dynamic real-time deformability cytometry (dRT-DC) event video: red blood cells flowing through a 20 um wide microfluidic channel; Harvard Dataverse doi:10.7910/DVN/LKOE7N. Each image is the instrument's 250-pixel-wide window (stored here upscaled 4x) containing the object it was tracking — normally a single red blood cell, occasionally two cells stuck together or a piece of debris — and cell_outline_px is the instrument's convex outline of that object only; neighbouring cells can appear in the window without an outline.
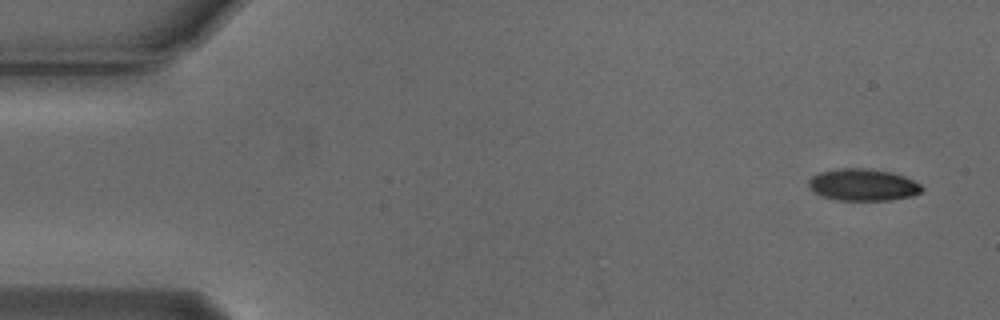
{"species": "Egyptian fruit bat (a non-hibernating species)", "species_latin": "Rousettus aegyptiacus", "temperature_condition": "cold", "stored_images_in_passage": 4, "camera_frame_rate_fps": 3000, "um_per_image_px": 0.085, "animal": {"sex": "male"}, "frame": {"image": 1, "passage_image": 1, "time_ms": 0.0, "image_size_px": [1000, 320], "cell_outline_px": [[924, 188], [920, 192], [912, 196], [892, 200], [836, 200], [820, 196], [808, 184], [808, 180], [812, 176], [820, 172], [836, 168], [868, 168], [892, 172], [904, 176], [920, 184]], "centroid_in_image_um": [73.35, 15.7], "position_along_channel_um": 11.6, "area_um2": 21.15}}
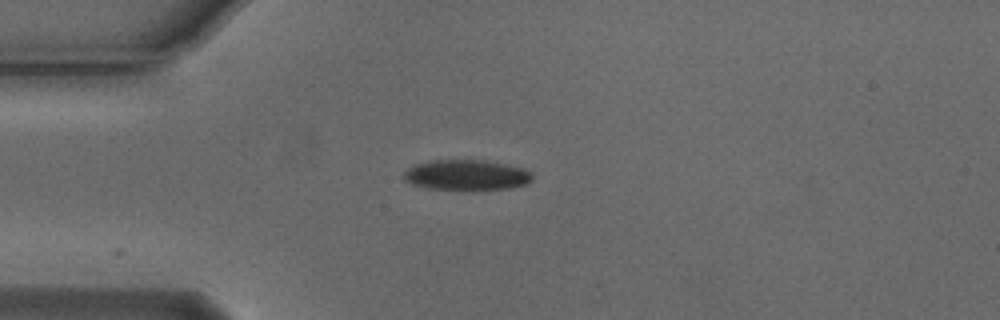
{"frame": {"image": 2, "passage_image": 4, "time_ms": 1.0, "image_size_px": [1000, 320], "cell_outline_px": [[532, 180], [528, 184], [508, 188], [428, 188], [412, 184], [404, 180], [404, 172], [412, 164], [428, 160], [484, 160], [524, 168], [532, 172]], "centroid_in_image_um": [39.64, 14.84], "position_along_channel_um": 45.4, "area_um2": 22.43}}